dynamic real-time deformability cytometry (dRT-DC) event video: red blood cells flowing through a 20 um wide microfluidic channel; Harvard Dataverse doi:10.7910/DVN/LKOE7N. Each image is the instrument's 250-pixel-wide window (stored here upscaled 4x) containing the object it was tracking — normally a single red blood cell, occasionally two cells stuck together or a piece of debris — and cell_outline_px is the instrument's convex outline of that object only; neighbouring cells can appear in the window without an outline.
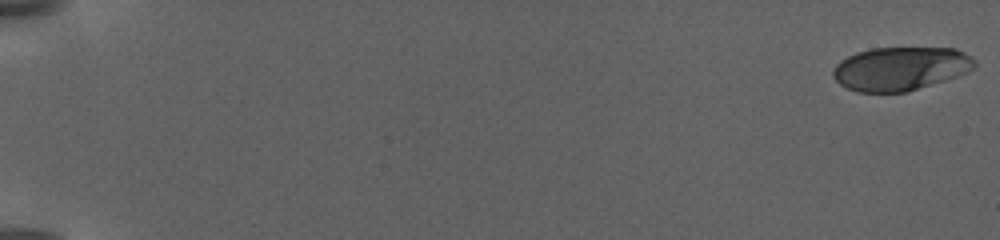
{"species": "human", "species_latin": "Homo sapiens", "temperature_condition": "warm", "stored_images_in_passage": 44, "camera_frame_rate_fps": 3000, "um_per_image_px": 0.085, "donor": {"sex": "female"}, "frame": {"image": 1, "passage_image": 1, "time_ms": 0.0, "image_size_px": [1000, 240], "cell_outline_px": [[976, 68], [968, 72], [908, 92], [856, 92], [840, 84], [832, 76], [832, 72], [836, 64], [840, 60], [856, 52], [872, 48], [956, 48], [964, 52], [976, 60]], "centroid_in_image_um": [76.54, 5.83], "position_along_channel_um": 8.5, "area_um2": 36.07}}
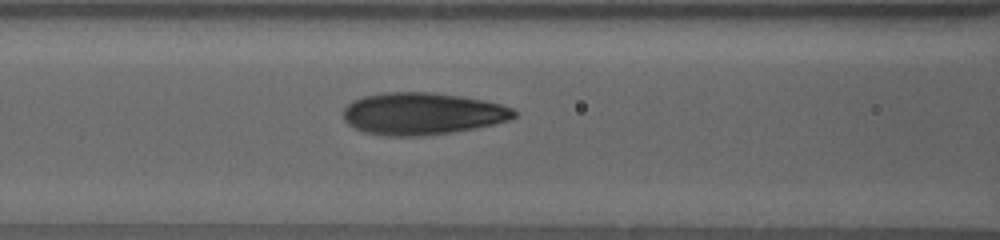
{"frame": {"image": 2, "passage_image": 20, "time_ms": 11.0, "image_size_px": [1000, 240], "cell_outline_px": [[516, 116], [508, 120], [492, 124], [452, 132], [420, 136], [384, 136], [364, 132], [348, 124], [344, 120], [344, 108], [348, 104], [364, 96], [388, 92], [432, 92], [460, 96], [484, 100], [500, 104], [512, 108], [516, 112]], "centroid_in_image_um": [35.88, 9.66], "position_along_channel_um": 130.7, "area_um2": 41.62}}
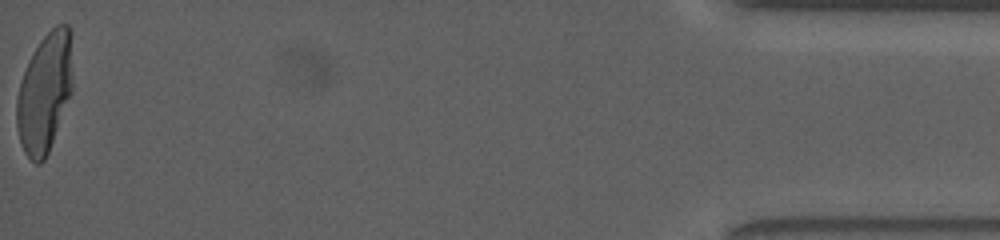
{"frame": {"image": 3, "passage_image": 44, "time_ms": 24.0, "image_size_px": [1000, 240], "cell_outline_px": [[72, 92], [48, 152], [44, 160], [40, 164], [36, 164], [24, 152], [16, 128], [16, 100], [20, 84], [24, 72], [32, 52], [40, 40], [56, 24], [68, 24], [72, 32]], "centroid_in_image_um": [3.81, 7.83], "position_along_channel_um": 431.4, "area_um2": 39.13}, "authors_computed_cell_mechanics": {"area_um2": 38.6682, "velocity_mm_per_s": 2.9534, "shape_relaxation_time_tau1_ms": 6.931, "shape_relaxation_time_tau2_ms": null, "deformation_change_tau1": 0.26, "deformation_change_tau2": null}}